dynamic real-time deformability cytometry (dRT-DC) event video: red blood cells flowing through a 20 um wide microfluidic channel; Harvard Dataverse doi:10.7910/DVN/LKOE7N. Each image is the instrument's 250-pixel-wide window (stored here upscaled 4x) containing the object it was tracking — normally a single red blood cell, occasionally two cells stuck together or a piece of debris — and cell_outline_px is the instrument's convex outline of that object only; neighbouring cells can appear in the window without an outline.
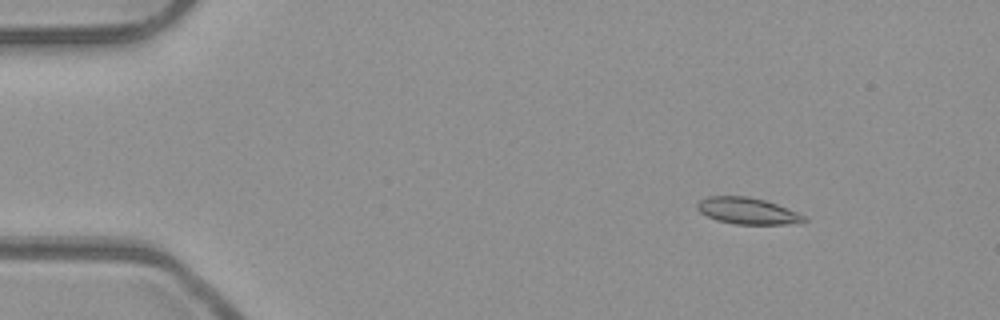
{"species": "common noctule bat (a hibernating species)", "species_latin": "Nyctalus noctula", "temperature_condition": "room temperature", "stored_images_in_passage": 51, "camera_frame_rate_fps": 3000, "um_per_image_px": 0.085, "animal": {"sex": "male", "body_mass_g": 23.1, "forearm_length_mm": 52.7}, "frame": {"image": 1, "passage_image": 5, "time_ms": 1.333, "image_size_px": [1000, 320], "cell_outline_px": [[808, 220], [804, 224], [736, 224], [716, 220], [700, 212], [696, 208], [696, 204], [700, 200], [708, 196], [748, 196], [764, 200], [776, 204], [796, 212], [804, 216]], "centroid_in_image_um": [63.55, 17.93], "position_along_channel_um": 21.5, "area_um2": 16.53}}
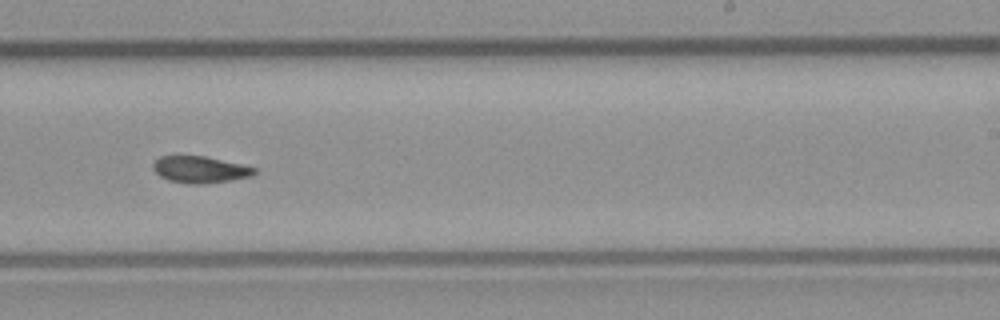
{"frame": {"image": 2, "passage_image": 31, "time_ms": 10.0, "image_size_px": [1000, 320], "cell_outline_px": [[256, 172], [252, 176], [232, 180], [200, 184], [188, 184], [168, 180], [160, 176], [152, 168], [152, 164], [160, 156], [204, 156], [240, 164], [256, 168]], "centroid_in_image_um": [16.99, 14.42], "position_along_channel_um": 272.0, "area_um2": 15.66}}
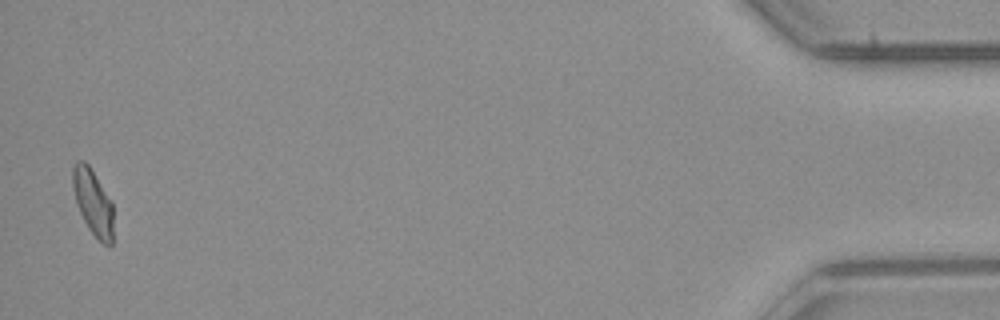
{"frame": {"image": 3, "passage_image": 50, "time_ms": 16.333, "image_size_px": [1000, 320], "cell_outline_px": [[112, 244], [108, 248], [88, 228], [80, 212], [76, 200], [72, 184], [72, 168], [76, 160], [84, 160], [88, 164], [112, 200]], "centroid_in_image_um": [7.9, 17.15], "position_along_channel_um": 427.3, "area_um2": 15.49}, "authors_computed_cell_mechanics": {"area_um2": 16.2996, "velocity_mm_per_s": 3.9407, "shape_relaxation_time_tau1_ms": 8.9338, "shape_relaxation_time_tau2_ms": 4.5333, "deformation_change_tau1": 0.2277, "deformation_change_tau2": 0.0663}}